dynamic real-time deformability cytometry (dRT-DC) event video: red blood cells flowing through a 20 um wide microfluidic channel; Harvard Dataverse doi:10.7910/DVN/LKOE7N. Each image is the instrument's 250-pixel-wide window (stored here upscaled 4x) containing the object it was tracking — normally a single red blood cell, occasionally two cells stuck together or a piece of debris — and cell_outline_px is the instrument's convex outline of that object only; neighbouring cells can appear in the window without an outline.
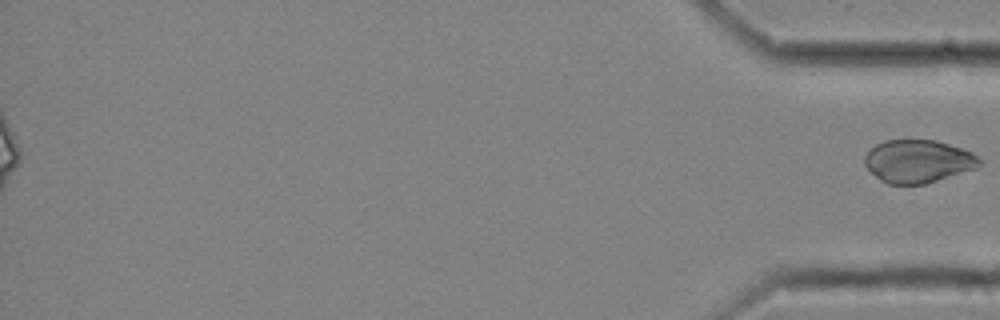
{"species": "common noctule bat (a hibernating species)", "species_latin": "Nyctalus noctula", "temperature_condition": "cold", "stored_images_in_passage": 61, "segment_of_instrument_passage": [2, 2], "camera_frame_rate_fps": 3000, "um_per_image_px": 0.085, "animal": {"sex": "female", "body_mass_g": 25.1}, "frame": {"image": 1, "passage_image": 61, "time_ms": 20.0, "image_size_px": [1000, 320], "cell_outline_px": [[984, 164], [980, 168], [924, 184], [888, 184], [880, 180], [864, 164], [864, 156], [876, 144], [884, 140], [936, 140], [964, 148], [980, 156], [984, 160]], "centroid_in_image_um": [78.13, 13.7], "position_along_channel_um": 357.1, "area_um2": 29.19}}